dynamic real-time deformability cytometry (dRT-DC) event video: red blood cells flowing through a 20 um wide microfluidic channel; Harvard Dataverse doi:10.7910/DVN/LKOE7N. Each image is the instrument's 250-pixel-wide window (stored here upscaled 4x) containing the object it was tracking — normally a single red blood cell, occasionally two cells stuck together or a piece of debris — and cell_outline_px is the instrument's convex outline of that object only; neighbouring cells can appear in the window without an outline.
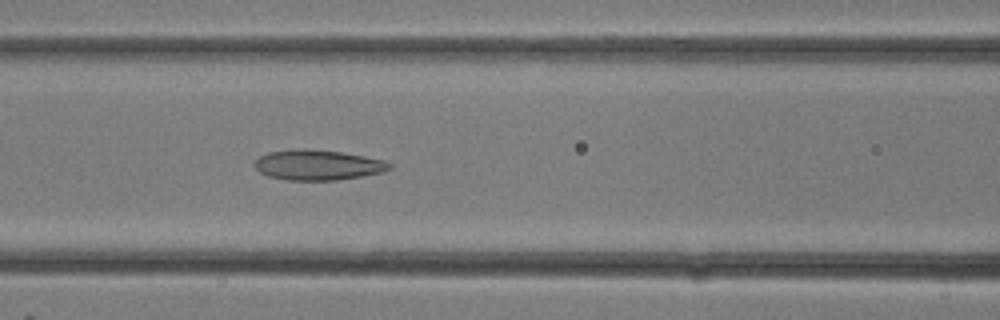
{"species": "common noctule bat (a hibernating species)", "species_latin": "Nyctalus noctula", "temperature_condition": "room temperature", "stored_images_in_passage": 8, "camera_frame_rate_fps": 3000, "um_per_image_px": 0.085, "animal": {"sex": "female"}, "frame": {"image": 1, "passage_image": 8, "time_ms": 2.333, "image_size_px": [1000, 320], "cell_outline_px": [[392, 168], [384, 172], [336, 180], [288, 180], [268, 176], [260, 172], [252, 164], [260, 156], [268, 152], [340, 152], [364, 156], [384, 160], [392, 164]], "centroid_in_image_um": [27.07, 14.08], "position_along_channel_um": 139.5, "area_um2": 22.66}}